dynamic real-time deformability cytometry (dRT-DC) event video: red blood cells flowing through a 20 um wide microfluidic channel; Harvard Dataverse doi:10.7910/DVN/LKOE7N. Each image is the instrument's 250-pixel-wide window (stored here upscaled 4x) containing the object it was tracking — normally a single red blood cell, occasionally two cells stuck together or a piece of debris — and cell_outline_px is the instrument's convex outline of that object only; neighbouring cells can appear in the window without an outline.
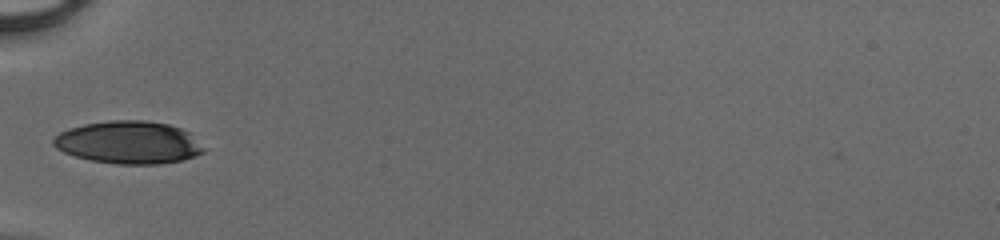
{"species": "human", "species_latin": "Homo sapiens", "temperature_condition": "cold", "stored_images_in_passage": 31, "camera_frame_rate_fps": 3000, "um_per_image_px": 0.085, "donor": {"sex": "male"}, "frame": {"image": 1, "passage_image": 1, "time_ms": 0.0, "image_size_px": [1000, 240], "cell_outline_px": [[208, 148], [204, 152], [196, 156], [184, 160], [160, 164], [116, 164], [92, 160], [76, 156], [64, 152], [56, 148], [52, 144], [52, 140], [60, 132], [68, 128], [84, 124], [108, 120], [144, 120], [168, 124], [192, 132]], "centroid_in_image_um": [11.01, 12.1], "position_along_channel_um": 74.0, "area_um2": 37.92}}
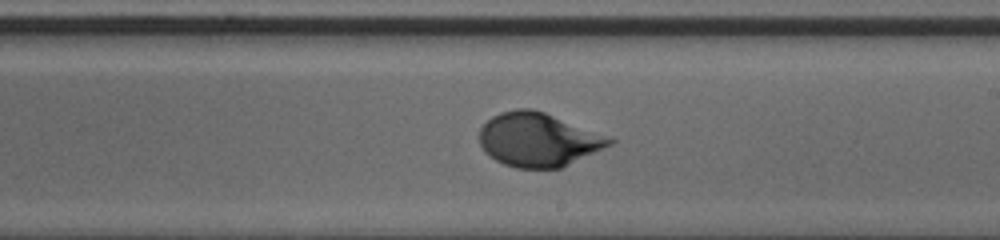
{"frame": {"image": 2, "passage_image": 13, "time_ms": 4.0, "image_size_px": [1000, 240], "cell_outline_px": [[616, 140], [612, 144], [560, 168], [516, 168], [504, 164], [496, 160], [480, 144], [480, 128], [492, 116], [500, 112], [516, 108], [532, 108], [544, 112]], "centroid_in_image_um": [45.72, 11.86], "position_along_channel_um": 243.3, "area_um2": 40.0}}
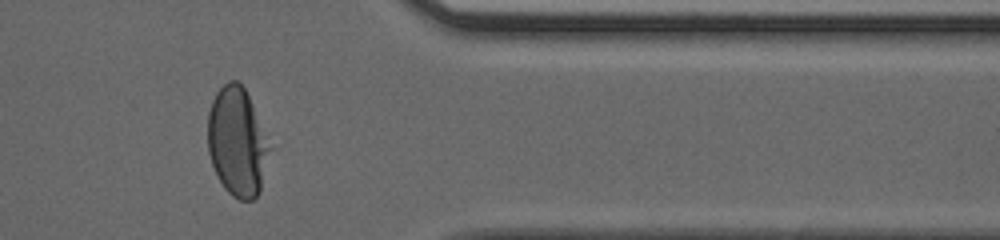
{"frame": {"image": 3, "passage_image": 24, "time_ms": 7.667, "image_size_px": [1000, 240], "cell_outline_px": [[272, 148], [260, 192], [252, 200], [240, 200], [232, 196], [224, 188], [216, 176], [208, 152], [208, 112], [212, 100], [216, 92], [228, 80], [236, 80], [244, 88], [248, 96]], "centroid_in_image_um": [20.16, 12.09], "position_along_channel_um": 391.2, "area_um2": 39.36}}